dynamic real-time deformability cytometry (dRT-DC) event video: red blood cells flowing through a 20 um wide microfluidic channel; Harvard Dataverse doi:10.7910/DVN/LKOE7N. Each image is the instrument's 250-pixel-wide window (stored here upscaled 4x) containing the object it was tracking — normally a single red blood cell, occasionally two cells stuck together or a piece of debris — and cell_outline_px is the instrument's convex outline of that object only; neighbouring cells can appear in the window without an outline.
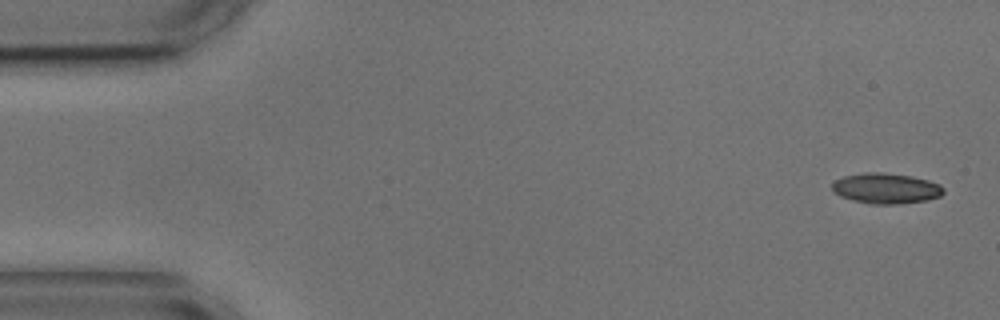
{"species": "common noctule bat (a hibernating species)", "species_latin": "Nyctalus noctula", "temperature_condition": "cold", "stored_images_in_passage": 7, "camera_frame_rate_fps": 3000, "um_per_image_px": 0.085, "animal": {"sex": "male", "body_mass_g": 17.9, "forearm_length_mm": 54.2}, "frame": {"image": 1, "passage_image": 1, "time_ms": 0.0, "image_size_px": [1000, 320], "cell_outline_px": [[944, 192], [940, 196], [924, 200], [900, 204], [868, 204], [852, 200], [840, 196], [832, 192], [832, 184], [836, 180], [844, 176], [864, 172], [880, 172], [912, 176], [928, 180], [940, 184], [944, 188]], "centroid_in_image_um": [75.29, 16.01], "position_along_channel_um": 9.7, "area_um2": 19.88}}
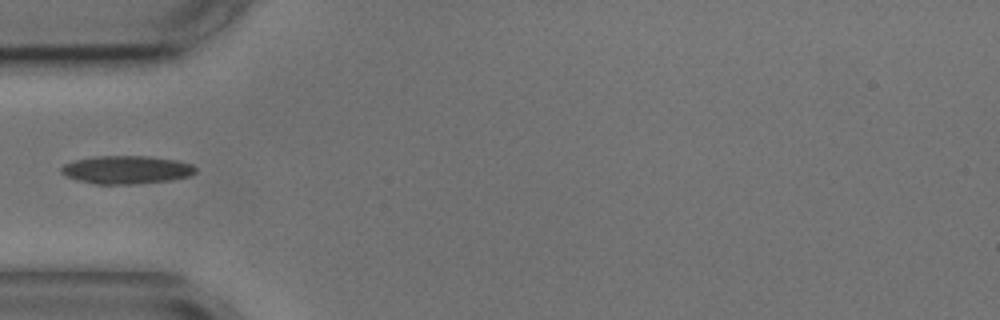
{"frame": {"image": 2, "passage_image": 4, "time_ms": 5.0, "image_size_px": [1000, 320], "cell_outline_px": [[196, 172], [188, 176], [172, 180], [132, 184], [96, 184], [64, 176], [60, 172], [60, 168], [64, 164], [72, 160], [92, 156], [148, 156], [176, 160], [192, 164], [196, 168]], "centroid_in_image_um": [10.71, 14.42], "position_along_channel_um": 74.3, "area_um2": 22.14}}